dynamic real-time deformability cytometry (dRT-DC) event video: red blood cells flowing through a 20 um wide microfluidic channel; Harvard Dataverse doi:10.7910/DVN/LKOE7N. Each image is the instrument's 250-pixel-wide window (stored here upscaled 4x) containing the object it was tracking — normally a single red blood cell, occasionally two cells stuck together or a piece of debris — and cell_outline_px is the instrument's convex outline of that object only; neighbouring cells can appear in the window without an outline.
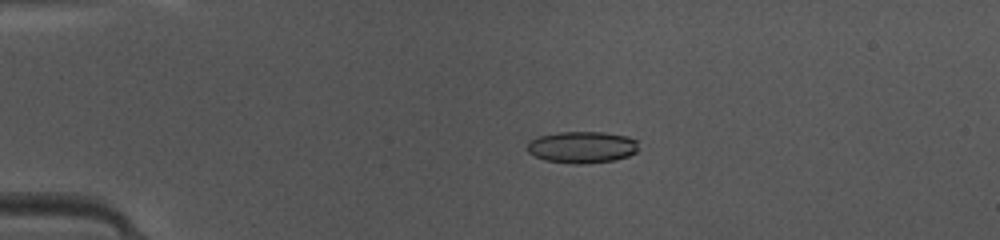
{"species": "common noctule bat (a hibernating species)", "species_latin": "Nyctalus noctula", "temperature_condition": "warm", "stored_images_in_passage": 48, "camera_frame_rate_fps": 3000, "um_per_image_px": 0.085, "animal": {"sex": "female", "body_mass_g": 10.0, "forearm_length_mm": 53.1}, "frame": {"image": 1, "passage_image": 11, "time_ms": 3.333, "image_size_px": [1000, 240], "cell_outline_px": [[636, 152], [628, 156], [616, 160], [580, 164], [576, 164], [544, 160], [528, 152], [528, 140], [540, 136], [560, 132], [604, 132], [628, 136], [636, 140]], "centroid_in_image_um": [49.47, 12.51], "position_along_channel_um": 35.5, "area_um2": 20.46}}
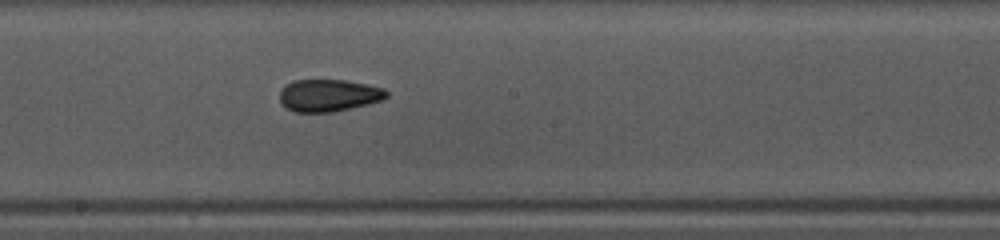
{"frame": {"image": 2, "passage_image": 27, "time_ms": 8.667, "image_size_px": [1000, 240], "cell_outline_px": [[388, 96], [380, 100], [368, 104], [332, 112], [296, 112], [280, 104], [280, 92], [284, 84], [292, 80], [348, 80], [384, 88], [388, 92]], "centroid_in_image_um": [27.91, 8.1], "position_along_channel_um": 220.3, "area_um2": 20.11}}
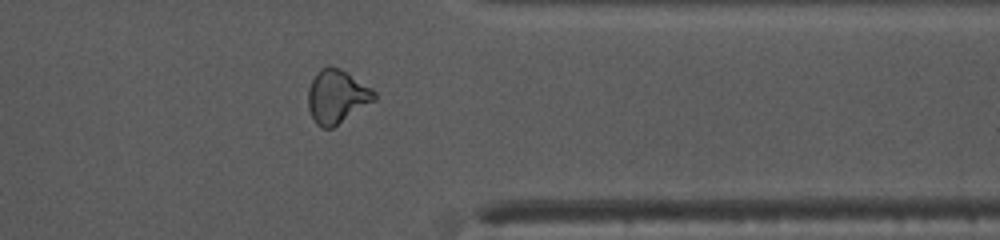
{"frame": {"image": 3, "passage_image": 39, "time_ms": 12.667, "image_size_px": [1000, 240], "cell_outline_px": [[376, 100], [332, 128], [320, 128], [316, 124], [308, 108], [308, 88], [316, 72], [320, 68], [328, 64], [332, 64], [348, 72], [372, 88], [376, 92]], "centroid_in_image_um": [28.63, 8.17], "position_along_channel_um": 382.8, "area_um2": 21.04}, "authors_computed_cell_mechanics": {"area_um2": 20.1144, "velocity_mm_per_s": 4.1958, "shape_relaxation_time_tau1_ms": 6.0969, "shape_relaxation_time_tau2_ms": 3.6385, "deformation_change_tau1": 0.1429, "deformation_change_tau2": 0.0583}}